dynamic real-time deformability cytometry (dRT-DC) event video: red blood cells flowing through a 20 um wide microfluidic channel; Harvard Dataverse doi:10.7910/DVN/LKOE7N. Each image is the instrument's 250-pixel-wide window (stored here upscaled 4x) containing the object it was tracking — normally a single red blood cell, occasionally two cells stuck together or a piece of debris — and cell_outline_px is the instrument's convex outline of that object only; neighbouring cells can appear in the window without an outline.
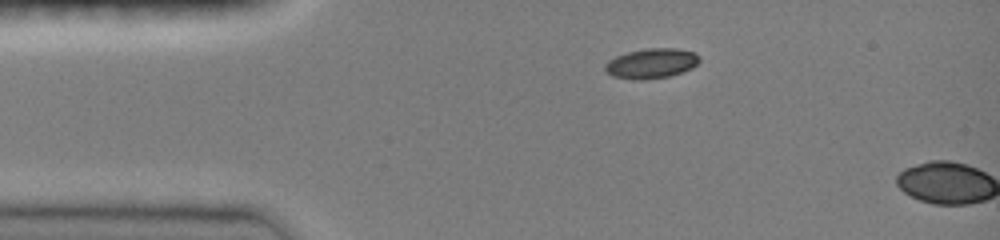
{"species": "common noctule bat (a hibernating species)", "species_latin": "Nyctalus noctula", "temperature_condition": "room temperature", "stored_images_in_passage": 2, "camera_frame_rate_fps": 3000, "um_per_image_px": 0.085, "animal": {"sex": "female", "body_mass_g": 19.0, "forearm_length_mm": 51.5}, "frame": {"image": 1, "passage_image": 1, "time_ms": 0.0, "image_size_px": [1000, 240], "cell_outline_px": [[700, 60], [692, 68], [668, 76], [644, 80], [636, 80], [612, 76], [604, 72], [604, 64], [608, 60], [616, 56], [628, 52], [648, 48], [676, 48], [696, 52], [700, 56]], "centroid_in_image_um": [55.34, 5.39], "position_along_channel_um": 29.7, "area_um2": 16.59}}